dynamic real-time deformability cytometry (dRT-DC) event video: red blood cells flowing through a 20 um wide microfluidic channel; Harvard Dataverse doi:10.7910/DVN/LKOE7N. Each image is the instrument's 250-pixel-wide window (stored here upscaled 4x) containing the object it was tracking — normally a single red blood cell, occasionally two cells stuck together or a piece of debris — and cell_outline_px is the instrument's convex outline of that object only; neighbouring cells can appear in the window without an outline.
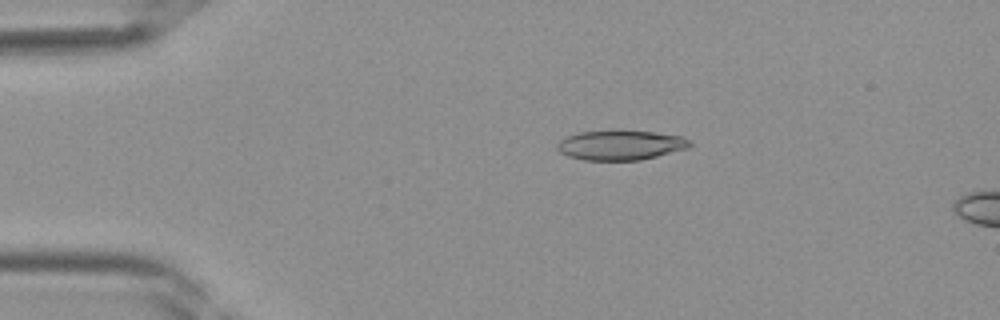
{"species": "Egyptian fruit bat (a non-hibernating species)", "species_latin": "Rousettus aegyptiacus", "temperature_condition": "room temperature", "stored_images_in_passage": 11, "camera_frame_rate_fps": 3000, "um_per_image_px": 0.085, "frame": {"image": 1, "passage_image": 8, "time_ms": 2.333, "image_size_px": [1000, 320], "cell_outline_px": [[692, 144], [688, 148], [640, 160], [584, 160], [568, 156], [560, 152], [556, 148], [556, 144], [560, 140], [568, 136], [580, 132], [612, 128], [620, 128], [684, 136]], "centroid_in_image_um": [52.72, 12.3], "position_along_channel_um": 32.3, "area_um2": 23.58}}